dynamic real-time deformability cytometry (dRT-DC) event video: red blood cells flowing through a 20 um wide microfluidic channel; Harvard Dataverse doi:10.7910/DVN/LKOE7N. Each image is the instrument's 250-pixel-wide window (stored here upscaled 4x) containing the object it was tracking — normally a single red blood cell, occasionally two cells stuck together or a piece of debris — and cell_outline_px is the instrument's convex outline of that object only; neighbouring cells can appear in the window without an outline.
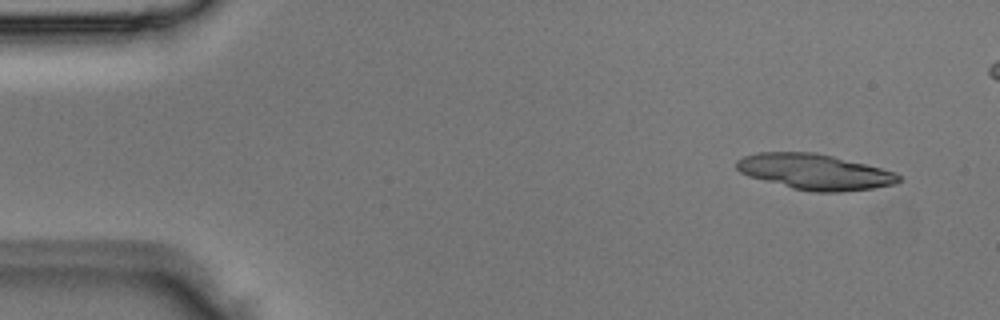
{"species": "Egyptian fruit bat (a non-hibernating species)", "species_latin": "Rousettus aegyptiacus", "temperature_condition": "room temperature", "stored_images_in_passage": 4, "camera_frame_rate_fps": 3000, "um_per_image_px": 0.085, "animal": {"sex": "male"}, "frame": {"image": 1, "passage_image": 1, "time_ms": 0.0, "image_size_px": [1000, 320], "cell_outline_px": [[900, 180], [896, 184], [872, 188], [836, 192], [812, 192], [792, 188], [748, 176], [740, 172], [736, 168], [736, 160], [744, 156], [756, 152], [816, 152], [896, 172], [900, 176]], "centroid_in_image_um": [69.22, 14.6], "position_along_channel_um": 15.8, "area_um2": 33.47}}